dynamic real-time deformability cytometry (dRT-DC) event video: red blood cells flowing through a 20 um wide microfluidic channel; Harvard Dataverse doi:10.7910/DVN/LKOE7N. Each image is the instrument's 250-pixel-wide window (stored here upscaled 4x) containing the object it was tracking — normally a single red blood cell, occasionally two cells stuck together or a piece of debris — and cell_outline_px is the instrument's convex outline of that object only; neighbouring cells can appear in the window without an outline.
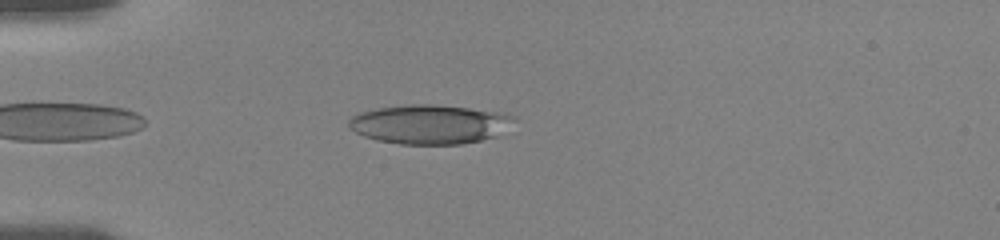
{"species": "human", "species_latin": "Homo sapiens", "temperature_condition": "room temperature", "stored_images_in_passage": 54, "camera_frame_rate_fps": 3000, "um_per_image_px": 0.085, "donor": {"sex": "female"}, "frame": {"image": 1, "passage_image": 5, "time_ms": 1.0, "image_size_px": [1000, 240], "cell_outline_px": [[516, 120], [496, 136], [480, 140], [460, 144], [400, 144], [376, 140], [364, 136], [348, 128], [348, 120], [352, 116], [360, 112], [376, 108], [412, 104], [432, 104], [508, 112], [516, 116]], "centroid_in_image_um": [36.53, 10.55], "position_along_channel_um": 48.5, "area_um2": 38.03}}
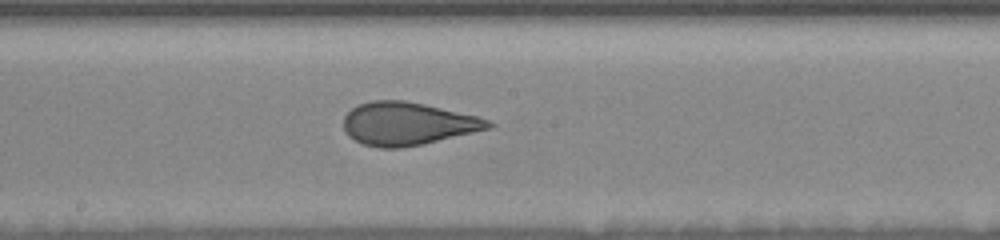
{"frame": {"image": 2, "passage_image": 24, "time_ms": 6.0, "image_size_px": [1000, 240], "cell_outline_px": [[496, 124], [492, 128], [424, 144], [400, 148], [380, 148], [364, 144], [348, 136], [344, 128], [344, 116], [352, 108], [360, 104], [372, 100], [404, 100], [424, 104], [480, 116]], "centroid_in_image_um": [34.68, 10.51], "position_along_channel_um": 213.5, "area_um2": 36.36}}
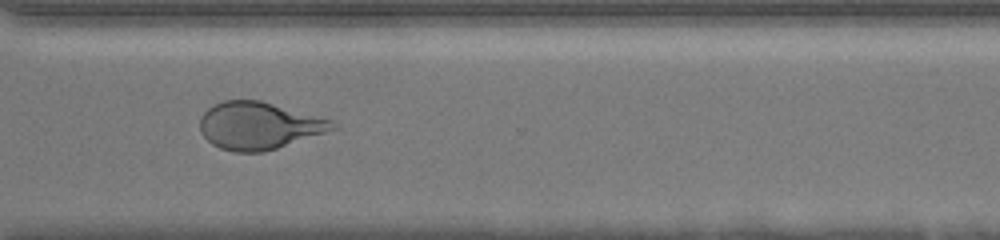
{"frame": {"image": 3, "passage_image": 38, "time_ms": 9.667, "image_size_px": [1000, 240], "cell_outline_px": [[340, 128], [264, 152], [236, 152], [220, 148], [212, 144], [200, 132], [200, 116], [208, 108], [224, 100], [260, 100], [332, 120]], "centroid_in_image_um": [22.01, 10.69], "position_along_channel_um": 348.6, "area_um2": 36.47}, "authors_computed_cell_mechanics": {"area_um2": 37.1076, "velocity_mm_per_s": 3.6993, "shape_relaxation_time_tau1_ms": 5.6061, "shape_relaxation_time_tau2_ms": 1.1203, "deformation_change_tau1": 0.1947, "deformation_change_tau2": 0.0936}}